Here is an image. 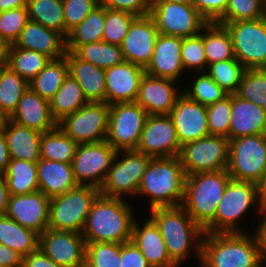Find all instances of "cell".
Instances as JSON below:
<instances>
[{
	"label": "cell",
	"mask_w": 266,
	"mask_h": 267,
	"mask_svg": "<svg viewBox=\"0 0 266 267\" xmlns=\"http://www.w3.org/2000/svg\"><path fill=\"white\" fill-rule=\"evenodd\" d=\"M149 4H158L163 2H175L184 5H193L194 0H148Z\"/></svg>",
	"instance_id": "cell-63"
},
{
	"label": "cell",
	"mask_w": 266,
	"mask_h": 267,
	"mask_svg": "<svg viewBox=\"0 0 266 267\" xmlns=\"http://www.w3.org/2000/svg\"><path fill=\"white\" fill-rule=\"evenodd\" d=\"M123 198L99 194L81 232L86 242L125 243L132 239L134 215Z\"/></svg>",
	"instance_id": "cell-1"
},
{
	"label": "cell",
	"mask_w": 266,
	"mask_h": 267,
	"mask_svg": "<svg viewBox=\"0 0 266 267\" xmlns=\"http://www.w3.org/2000/svg\"><path fill=\"white\" fill-rule=\"evenodd\" d=\"M105 8L131 13L136 17L150 15L148 0H99Z\"/></svg>",
	"instance_id": "cell-52"
},
{
	"label": "cell",
	"mask_w": 266,
	"mask_h": 267,
	"mask_svg": "<svg viewBox=\"0 0 266 267\" xmlns=\"http://www.w3.org/2000/svg\"><path fill=\"white\" fill-rule=\"evenodd\" d=\"M190 88L182 93L203 106H209L227 97L229 94L220 87L206 72H201Z\"/></svg>",
	"instance_id": "cell-45"
},
{
	"label": "cell",
	"mask_w": 266,
	"mask_h": 267,
	"mask_svg": "<svg viewBox=\"0 0 266 267\" xmlns=\"http://www.w3.org/2000/svg\"><path fill=\"white\" fill-rule=\"evenodd\" d=\"M7 120L6 115L0 110V127L5 124Z\"/></svg>",
	"instance_id": "cell-64"
},
{
	"label": "cell",
	"mask_w": 266,
	"mask_h": 267,
	"mask_svg": "<svg viewBox=\"0 0 266 267\" xmlns=\"http://www.w3.org/2000/svg\"><path fill=\"white\" fill-rule=\"evenodd\" d=\"M266 267V265H263L262 262L257 267Z\"/></svg>",
	"instance_id": "cell-66"
},
{
	"label": "cell",
	"mask_w": 266,
	"mask_h": 267,
	"mask_svg": "<svg viewBox=\"0 0 266 267\" xmlns=\"http://www.w3.org/2000/svg\"><path fill=\"white\" fill-rule=\"evenodd\" d=\"M29 88V82L7 65L0 72V110L8 118L16 109L24 92Z\"/></svg>",
	"instance_id": "cell-40"
},
{
	"label": "cell",
	"mask_w": 266,
	"mask_h": 267,
	"mask_svg": "<svg viewBox=\"0 0 266 267\" xmlns=\"http://www.w3.org/2000/svg\"><path fill=\"white\" fill-rule=\"evenodd\" d=\"M226 169L233 180L258 184L266 174V134L230 140Z\"/></svg>",
	"instance_id": "cell-8"
},
{
	"label": "cell",
	"mask_w": 266,
	"mask_h": 267,
	"mask_svg": "<svg viewBox=\"0 0 266 267\" xmlns=\"http://www.w3.org/2000/svg\"><path fill=\"white\" fill-rule=\"evenodd\" d=\"M110 105L106 102H88L76 112L58 122L60 129L78 144L106 140Z\"/></svg>",
	"instance_id": "cell-13"
},
{
	"label": "cell",
	"mask_w": 266,
	"mask_h": 267,
	"mask_svg": "<svg viewBox=\"0 0 266 267\" xmlns=\"http://www.w3.org/2000/svg\"><path fill=\"white\" fill-rule=\"evenodd\" d=\"M121 267H151L141 250L131 240L121 243Z\"/></svg>",
	"instance_id": "cell-54"
},
{
	"label": "cell",
	"mask_w": 266,
	"mask_h": 267,
	"mask_svg": "<svg viewBox=\"0 0 266 267\" xmlns=\"http://www.w3.org/2000/svg\"><path fill=\"white\" fill-rule=\"evenodd\" d=\"M105 25V7L98 5L66 38V45H84L102 41Z\"/></svg>",
	"instance_id": "cell-41"
},
{
	"label": "cell",
	"mask_w": 266,
	"mask_h": 267,
	"mask_svg": "<svg viewBox=\"0 0 266 267\" xmlns=\"http://www.w3.org/2000/svg\"><path fill=\"white\" fill-rule=\"evenodd\" d=\"M245 70L237 59H229L209 64L205 72L230 95L237 93Z\"/></svg>",
	"instance_id": "cell-42"
},
{
	"label": "cell",
	"mask_w": 266,
	"mask_h": 267,
	"mask_svg": "<svg viewBox=\"0 0 266 267\" xmlns=\"http://www.w3.org/2000/svg\"><path fill=\"white\" fill-rule=\"evenodd\" d=\"M28 5V0H0V12L10 9L24 7Z\"/></svg>",
	"instance_id": "cell-60"
},
{
	"label": "cell",
	"mask_w": 266,
	"mask_h": 267,
	"mask_svg": "<svg viewBox=\"0 0 266 267\" xmlns=\"http://www.w3.org/2000/svg\"><path fill=\"white\" fill-rule=\"evenodd\" d=\"M263 219L257 226L256 231L253 235L256 239L261 262H266V213H262Z\"/></svg>",
	"instance_id": "cell-57"
},
{
	"label": "cell",
	"mask_w": 266,
	"mask_h": 267,
	"mask_svg": "<svg viewBox=\"0 0 266 267\" xmlns=\"http://www.w3.org/2000/svg\"><path fill=\"white\" fill-rule=\"evenodd\" d=\"M150 7V16L162 35L192 37L200 34L208 23L193 5L163 2L150 4Z\"/></svg>",
	"instance_id": "cell-15"
},
{
	"label": "cell",
	"mask_w": 266,
	"mask_h": 267,
	"mask_svg": "<svg viewBox=\"0 0 266 267\" xmlns=\"http://www.w3.org/2000/svg\"><path fill=\"white\" fill-rule=\"evenodd\" d=\"M186 174L179 156L151 158L137 194L150 198V209L182 206Z\"/></svg>",
	"instance_id": "cell-3"
},
{
	"label": "cell",
	"mask_w": 266,
	"mask_h": 267,
	"mask_svg": "<svg viewBox=\"0 0 266 267\" xmlns=\"http://www.w3.org/2000/svg\"><path fill=\"white\" fill-rule=\"evenodd\" d=\"M204 50L207 64L236 59L231 34L225 25L217 22L204 26Z\"/></svg>",
	"instance_id": "cell-36"
},
{
	"label": "cell",
	"mask_w": 266,
	"mask_h": 267,
	"mask_svg": "<svg viewBox=\"0 0 266 267\" xmlns=\"http://www.w3.org/2000/svg\"><path fill=\"white\" fill-rule=\"evenodd\" d=\"M259 204L262 213H266V174L258 183Z\"/></svg>",
	"instance_id": "cell-61"
},
{
	"label": "cell",
	"mask_w": 266,
	"mask_h": 267,
	"mask_svg": "<svg viewBox=\"0 0 266 267\" xmlns=\"http://www.w3.org/2000/svg\"><path fill=\"white\" fill-rule=\"evenodd\" d=\"M3 174L10 195H25L39 191L37 162L11 159Z\"/></svg>",
	"instance_id": "cell-33"
},
{
	"label": "cell",
	"mask_w": 266,
	"mask_h": 267,
	"mask_svg": "<svg viewBox=\"0 0 266 267\" xmlns=\"http://www.w3.org/2000/svg\"><path fill=\"white\" fill-rule=\"evenodd\" d=\"M145 68L123 61L105 69V102L115 103L136 102Z\"/></svg>",
	"instance_id": "cell-19"
},
{
	"label": "cell",
	"mask_w": 266,
	"mask_h": 267,
	"mask_svg": "<svg viewBox=\"0 0 266 267\" xmlns=\"http://www.w3.org/2000/svg\"><path fill=\"white\" fill-rule=\"evenodd\" d=\"M231 119V94L207 106V123L210 135L224 136L229 139Z\"/></svg>",
	"instance_id": "cell-49"
},
{
	"label": "cell",
	"mask_w": 266,
	"mask_h": 267,
	"mask_svg": "<svg viewBox=\"0 0 266 267\" xmlns=\"http://www.w3.org/2000/svg\"><path fill=\"white\" fill-rule=\"evenodd\" d=\"M227 169L186 176L182 207L203 229L214 219L228 182Z\"/></svg>",
	"instance_id": "cell-5"
},
{
	"label": "cell",
	"mask_w": 266,
	"mask_h": 267,
	"mask_svg": "<svg viewBox=\"0 0 266 267\" xmlns=\"http://www.w3.org/2000/svg\"><path fill=\"white\" fill-rule=\"evenodd\" d=\"M246 233H205L201 267H257L261 263L255 237Z\"/></svg>",
	"instance_id": "cell-4"
},
{
	"label": "cell",
	"mask_w": 266,
	"mask_h": 267,
	"mask_svg": "<svg viewBox=\"0 0 266 267\" xmlns=\"http://www.w3.org/2000/svg\"><path fill=\"white\" fill-rule=\"evenodd\" d=\"M23 257L0 243V267H22Z\"/></svg>",
	"instance_id": "cell-56"
},
{
	"label": "cell",
	"mask_w": 266,
	"mask_h": 267,
	"mask_svg": "<svg viewBox=\"0 0 266 267\" xmlns=\"http://www.w3.org/2000/svg\"><path fill=\"white\" fill-rule=\"evenodd\" d=\"M50 60L45 54L10 45L5 65L29 82Z\"/></svg>",
	"instance_id": "cell-39"
},
{
	"label": "cell",
	"mask_w": 266,
	"mask_h": 267,
	"mask_svg": "<svg viewBox=\"0 0 266 267\" xmlns=\"http://www.w3.org/2000/svg\"><path fill=\"white\" fill-rule=\"evenodd\" d=\"M181 59L184 69L205 72V66L208 64L204 50V27L200 34L182 38Z\"/></svg>",
	"instance_id": "cell-48"
},
{
	"label": "cell",
	"mask_w": 266,
	"mask_h": 267,
	"mask_svg": "<svg viewBox=\"0 0 266 267\" xmlns=\"http://www.w3.org/2000/svg\"><path fill=\"white\" fill-rule=\"evenodd\" d=\"M9 197L10 194L4 174L0 173V216H4L6 214Z\"/></svg>",
	"instance_id": "cell-59"
},
{
	"label": "cell",
	"mask_w": 266,
	"mask_h": 267,
	"mask_svg": "<svg viewBox=\"0 0 266 267\" xmlns=\"http://www.w3.org/2000/svg\"><path fill=\"white\" fill-rule=\"evenodd\" d=\"M236 94L266 109V68L246 69Z\"/></svg>",
	"instance_id": "cell-43"
},
{
	"label": "cell",
	"mask_w": 266,
	"mask_h": 267,
	"mask_svg": "<svg viewBox=\"0 0 266 267\" xmlns=\"http://www.w3.org/2000/svg\"><path fill=\"white\" fill-rule=\"evenodd\" d=\"M78 143L67 136L59 126L44 132L40 140V158L72 163Z\"/></svg>",
	"instance_id": "cell-37"
},
{
	"label": "cell",
	"mask_w": 266,
	"mask_h": 267,
	"mask_svg": "<svg viewBox=\"0 0 266 267\" xmlns=\"http://www.w3.org/2000/svg\"><path fill=\"white\" fill-rule=\"evenodd\" d=\"M117 152L106 140L78 144L72 161L73 174L78 185L100 189Z\"/></svg>",
	"instance_id": "cell-14"
},
{
	"label": "cell",
	"mask_w": 266,
	"mask_h": 267,
	"mask_svg": "<svg viewBox=\"0 0 266 267\" xmlns=\"http://www.w3.org/2000/svg\"><path fill=\"white\" fill-rule=\"evenodd\" d=\"M9 48L10 44L7 43L0 35V62H6Z\"/></svg>",
	"instance_id": "cell-62"
},
{
	"label": "cell",
	"mask_w": 266,
	"mask_h": 267,
	"mask_svg": "<svg viewBox=\"0 0 266 267\" xmlns=\"http://www.w3.org/2000/svg\"><path fill=\"white\" fill-rule=\"evenodd\" d=\"M69 74V64L64 56L51 59L47 65L29 81V87L46 100H50L60 89Z\"/></svg>",
	"instance_id": "cell-34"
},
{
	"label": "cell",
	"mask_w": 266,
	"mask_h": 267,
	"mask_svg": "<svg viewBox=\"0 0 266 267\" xmlns=\"http://www.w3.org/2000/svg\"><path fill=\"white\" fill-rule=\"evenodd\" d=\"M86 243L85 267H121V243Z\"/></svg>",
	"instance_id": "cell-44"
},
{
	"label": "cell",
	"mask_w": 266,
	"mask_h": 267,
	"mask_svg": "<svg viewBox=\"0 0 266 267\" xmlns=\"http://www.w3.org/2000/svg\"><path fill=\"white\" fill-rule=\"evenodd\" d=\"M39 191L48 198L63 195L78 186L73 174L72 163L47 160L37 161Z\"/></svg>",
	"instance_id": "cell-28"
},
{
	"label": "cell",
	"mask_w": 266,
	"mask_h": 267,
	"mask_svg": "<svg viewBox=\"0 0 266 267\" xmlns=\"http://www.w3.org/2000/svg\"><path fill=\"white\" fill-rule=\"evenodd\" d=\"M230 140L224 136L208 135L185 143L180 160L187 175L226 169L229 162Z\"/></svg>",
	"instance_id": "cell-11"
},
{
	"label": "cell",
	"mask_w": 266,
	"mask_h": 267,
	"mask_svg": "<svg viewBox=\"0 0 266 267\" xmlns=\"http://www.w3.org/2000/svg\"><path fill=\"white\" fill-rule=\"evenodd\" d=\"M27 8L29 20L55 30L67 38L69 32L65 27L62 0H28Z\"/></svg>",
	"instance_id": "cell-38"
},
{
	"label": "cell",
	"mask_w": 266,
	"mask_h": 267,
	"mask_svg": "<svg viewBox=\"0 0 266 267\" xmlns=\"http://www.w3.org/2000/svg\"><path fill=\"white\" fill-rule=\"evenodd\" d=\"M0 243L24 257L39 249V234L4 215L0 216Z\"/></svg>",
	"instance_id": "cell-31"
},
{
	"label": "cell",
	"mask_w": 266,
	"mask_h": 267,
	"mask_svg": "<svg viewBox=\"0 0 266 267\" xmlns=\"http://www.w3.org/2000/svg\"><path fill=\"white\" fill-rule=\"evenodd\" d=\"M224 25L231 34L235 58L246 69L266 68V17Z\"/></svg>",
	"instance_id": "cell-10"
},
{
	"label": "cell",
	"mask_w": 266,
	"mask_h": 267,
	"mask_svg": "<svg viewBox=\"0 0 266 267\" xmlns=\"http://www.w3.org/2000/svg\"><path fill=\"white\" fill-rule=\"evenodd\" d=\"M62 3L65 27L70 32L99 5V0H62Z\"/></svg>",
	"instance_id": "cell-51"
},
{
	"label": "cell",
	"mask_w": 266,
	"mask_h": 267,
	"mask_svg": "<svg viewBox=\"0 0 266 267\" xmlns=\"http://www.w3.org/2000/svg\"><path fill=\"white\" fill-rule=\"evenodd\" d=\"M257 202V203H256ZM253 205L259 204L258 184L251 181L231 179L218 203L214 219L204 228L205 233H245L237 226V218L246 213Z\"/></svg>",
	"instance_id": "cell-6"
},
{
	"label": "cell",
	"mask_w": 266,
	"mask_h": 267,
	"mask_svg": "<svg viewBox=\"0 0 266 267\" xmlns=\"http://www.w3.org/2000/svg\"><path fill=\"white\" fill-rule=\"evenodd\" d=\"M181 148L172 118L169 115H148L136 150L158 158L179 156Z\"/></svg>",
	"instance_id": "cell-17"
},
{
	"label": "cell",
	"mask_w": 266,
	"mask_h": 267,
	"mask_svg": "<svg viewBox=\"0 0 266 267\" xmlns=\"http://www.w3.org/2000/svg\"><path fill=\"white\" fill-rule=\"evenodd\" d=\"M122 153L124 156L119 160L118 157ZM151 158L137 150L118 151L99 189L100 194L114 198H122L125 194L136 196Z\"/></svg>",
	"instance_id": "cell-9"
},
{
	"label": "cell",
	"mask_w": 266,
	"mask_h": 267,
	"mask_svg": "<svg viewBox=\"0 0 266 267\" xmlns=\"http://www.w3.org/2000/svg\"><path fill=\"white\" fill-rule=\"evenodd\" d=\"M147 117L137 102L110 105L106 141L117 151L136 150Z\"/></svg>",
	"instance_id": "cell-12"
},
{
	"label": "cell",
	"mask_w": 266,
	"mask_h": 267,
	"mask_svg": "<svg viewBox=\"0 0 266 267\" xmlns=\"http://www.w3.org/2000/svg\"><path fill=\"white\" fill-rule=\"evenodd\" d=\"M5 65V62H0V72H1V68Z\"/></svg>",
	"instance_id": "cell-65"
},
{
	"label": "cell",
	"mask_w": 266,
	"mask_h": 267,
	"mask_svg": "<svg viewBox=\"0 0 266 267\" xmlns=\"http://www.w3.org/2000/svg\"><path fill=\"white\" fill-rule=\"evenodd\" d=\"M4 131L11 159L31 162L40 159L42 133L19 125L8 118L4 124Z\"/></svg>",
	"instance_id": "cell-30"
},
{
	"label": "cell",
	"mask_w": 266,
	"mask_h": 267,
	"mask_svg": "<svg viewBox=\"0 0 266 267\" xmlns=\"http://www.w3.org/2000/svg\"><path fill=\"white\" fill-rule=\"evenodd\" d=\"M65 57L71 74L81 86L88 102H105V69L78 58L72 51Z\"/></svg>",
	"instance_id": "cell-29"
},
{
	"label": "cell",
	"mask_w": 266,
	"mask_h": 267,
	"mask_svg": "<svg viewBox=\"0 0 266 267\" xmlns=\"http://www.w3.org/2000/svg\"><path fill=\"white\" fill-rule=\"evenodd\" d=\"M181 49L182 38L159 34L146 74L177 81L184 71Z\"/></svg>",
	"instance_id": "cell-23"
},
{
	"label": "cell",
	"mask_w": 266,
	"mask_h": 267,
	"mask_svg": "<svg viewBox=\"0 0 266 267\" xmlns=\"http://www.w3.org/2000/svg\"><path fill=\"white\" fill-rule=\"evenodd\" d=\"M150 212L149 217L158 226L170 259L177 266L187 258L191 248L195 250L196 257L201 260L204 229L193 221L182 206L156 207Z\"/></svg>",
	"instance_id": "cell-2"
},
{
	"label": "cell",
	"mask_w": 266,
	"mask_h": 267,
	"mask_svg": "<svg viewBox=\"0 0 266 267\" xmlns=\"http://www.w3.org/2000/svg\"><path fill=\"white\" fill-rule=\"evenodd\" d=\"M176 81L145 74L140 82L136 102L148 115H169L182 91L175 87Z\"/></svg>",
	"instance_id": "cell-22"
},
{
	"label": "cell",
	"mask_w": 266,
	"mask_h": 267,
	"mask_svg": "<svg viewBox=\"0 0 266 267\" xmlns=\"http://www.w3.org/2000/svg\"><path fill=\"white\" fill-rule=\"evenodd\" d=\"M29 21L27 6L0 12V35L13 45Z\"/></svg>",
	"instance_id": "cell-50"
},
{
	"label": "cell",
	"mask_w": 266,
	"mask_h": 267,
	"mask_svg": "<svg viewBox=\"0 0 266 267\" xmlns=\"http://www.w3.org/2000/svg\"><path fill=\"white\" fill-rule=\"evenodd\" d=\"M158 35L150 15L136 17L120 45L124 60L146 68L154 53Z\"/></svg>",
	"instance_id": "cell-18"
},
{
	"label": "cell",
	"mask_w": 266,
	"mask_h": 267,
	"mask_svg": "<svg viewBox=\"0 0 266 267\" xmlns=\"http://www.w3.org/2000/svg\"><path fill=\"white\" fill-rule=\"evenodd\" d=\"M256 134H266V109L231 94L229 140Z\"/></svg>",
	"instance_id": "cell-25"
},
{
	"label": "cell",
	"mask_w": 266,
	"mask_h": 267,
	"mask_svg": "<svg viewBox=\"0 0 266 267\" xmlns=\"http://www.w3.org/2000/svg\"><path fill=\"white\" fill-rule=\"evenodd\" d=\"M22 267H62L48 258L40 249L23 257Z\"/></svg>",
	"instance_id": "cell-55"
},
{
	"label": "cell",
	"mask_w": 266,
	"mask_h": 267,
	"mask_svg": "<svg viewBox=\"0 0 266 267\" xmlns=\"http://www.w3.org/2000/svg\"><path fill=\"white\" fill-rule=\"evenodd\" d=\"M229 0H194L193 6L208 22H218L225 14Z\"/></svg>",
	"instance_id": "cell-53"
},
{
	"label": "cell",
	"mask_w": 266,
	"mask_h": 267,
	"mask_svg": "<svg viewBox=\"0 0 266 267\" xmlns=\"http://www.w3.org/2000/svg\"><path fill=\"white\" fill-rule=\"evenodd\" d=\"M134 220L132 241L141 250L151 267H178L167 252L166 244L155 222L148 217L139 227Z\"/></svg>",
	"instance_id": "cell-27"
},
{
	"label": "cell",
	"mask_w": 266,
	"mask_h": 267,
	"mask_svg": "<svg viewBox=\"0 0 266 267\" xmlns=\"http://www.w3.org/2000/svg\"><path fill=\"white\" fill-rule=\"evenodd\" d=\"M99 194L96 187L78 185L63 195L50 198L48 228L81 233Z\"/></svg>",
	"instance_id": "cell-7"
},
{
	"label": "cell",
	"mask_w": 266,
	"mask_h": 267,
	"mask_svg": "<svg viewBox=\"0 0 266 267\" xmlns=\"http://www.w3.org/2000/svg\"><path fill=\"white\" fill-rule=\"evenodd\" d=\"M11 161L7 141L5 138L4 125L0 127V173H3Z\"/></svg>",
	"instance_id": "cell-58"
},
{
	"label": "cell",
	"mask_w": 266,
	"mask_h": 267,
	"mask_svg": "<svg viewBox=\"0 0 266 267\" xmlns=\"http://www.w3.org/2000/svg\"><path fill=\"white\" fill-rule=\"evenodd\" d=\"M66 50L72 51L78 58L102 69L110 68L125 61L121 47L105 41L84 45H66Z\"/></svg>",
	"instance_id": "cell-35"
},
{
	"label": "cell",
	"mask_w": 266,
	"mask_h": 267,
	"mask_svg": "<svg viewBox=\"0 0 266 267\" xmlns=\"http://www.w3.org/2000/svg\"><path fill=\"white\" fill-rule=\"evenodd\" d=\"M169 116L181 146L208 136L207 107L181 93Z\"/></svg>",
	"instance_id": "cell-20"
},
{
	"label": "cell",
	"mask_w": 266,
	"mask_h": 267,
	"mask_svg": "<svg viewBox=\"0 0 266 267\" xmlns=\"http://www.w3.org/2000/svg\"><path fill=\"white\" fill-rule=\"evenodd\" d=\"M87 103L81 86L71 74L65 77L60 89L49 100L52 116L57 123Z\"/></svg>",
	"instance_id": "cell-32"
},
{
	"label": "cell",
	"mask_w": 266,
	"mask_h": 267,
	"mask_svg": "<svg viewBox=\"0 0 266 267\" xmlns=\"http://www.w3.org/2000/svg\"><path fill=\"white\" fill-rule=\"evenodd\" d=\"M49 204L50 198L41 191L10 195L5 215L41 234L48 229Z\"/></svg>",
	"instance_id": "cell-21"
},
{
	"label": "cell",
	"mask_w": 266,
	"mask_h": 267,
	"mask_svg": "<svg viewBox=\"0 0 266 267\" xmlns=\"http://www.w3.org/2000/svg\"><path fill=\"white\" fill-rule=\"evenodd\" d=\"M86 244L81 233L48 228L39 234V249L62 267H85Z\"/></svg>",
	"instance_id": "cell-16"
},
{
	"label": "cell",
	"mask_w": 266,
	"mask_h": 267,
	"mask_svg": "<svg viewBox=\"0 0 266 267\" xmlns=\"http://www.w3.org/2000/svg\"><path fill=\"white\" fill-rule=\"evenodd\" d=\"M266 17V0H229L224 16L217 22L255 20Z\"/></svg>",
	"instance_id": "cell-46"
},
{
	"label": "cell",
	"mask_w": 266,
	"mask_h": 267,
	"mask_svg": "<svg viewBox=\"0 0 266 267\" xmlns=\"http://www.w3.org/2000/svg\"><path fill=\"white\" fill-rule=\"evenodd\" d=\"M135 18L136 16L131 13L105 8L102 41L120 46Z\"/></svg>",
	"instance_id": "cell-47"
},
{
	"label": "cell",
	"mask_w": 266,
	"mask_h": 267,
	"mask_svg": "<svg viewBox=\"0 0 266 267\" xmlns=\"http://www.w3.org/2000/svg\"><path fill=\"white\" fill-rule=\"evenodd\" d=\"M8 119L40 133L50 131L58 126L52 116L49 100L42 98L30 87L24 92L16 109Z\"/></svg>",
	"instance_id": "cell-24"
},
{
	"label": "cell",
	"mask_w": 266,
	"mask_h": 267,
	"mask_svg": "<svg viewBox=\"0 0 266 267\" xmlns=\"http://www.w3.org/2000/svg\"><path fill=\"white\" fill-rule=\"evenodd\" d=\"M13 46L34 50L51 59L62 58L67 52L66 38L61 33L31 20L27 22Z\"/></svg>",
	"instance_id": "cell-26"
}]
</instances>
